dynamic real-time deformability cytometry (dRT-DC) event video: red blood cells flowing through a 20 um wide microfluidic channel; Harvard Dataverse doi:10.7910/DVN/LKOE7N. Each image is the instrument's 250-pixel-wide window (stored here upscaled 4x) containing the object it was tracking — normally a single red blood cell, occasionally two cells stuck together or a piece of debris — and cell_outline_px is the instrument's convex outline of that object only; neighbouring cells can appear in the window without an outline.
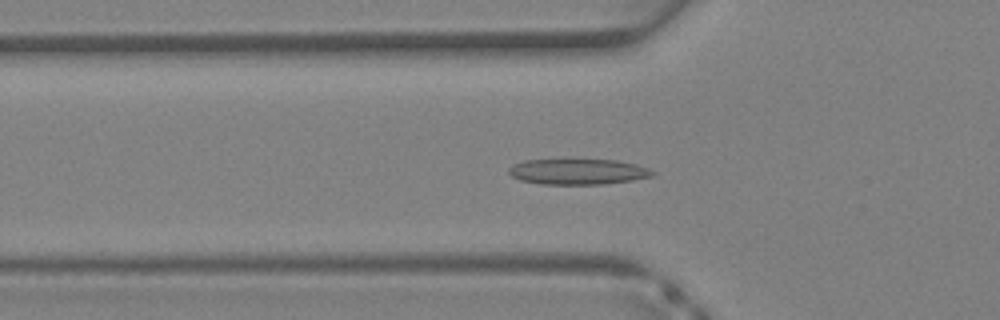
{"species": "Egyptian fruit bat (a non-hibernating species)", "species_latin": "Rousettus aegyptiacus", "temperature_condition": "warm", "stored_images_in_passage": 30, "segment_of_instrument_passage": [1, 2], "camera_frame_rate_fps": 3000, "um_per_image_px": 0.085, "animal": {"sex": "female"}, "frame": {"image": 1, "passage_image": 4, "time_ms": 1.0, "image_size_px": [1000, 320], "cell_outline_px": [[656, 172], [652, 176], [632, 180], [604, 184], [540, 184], [520, 180], [512, 176], [508, 172], [508, 168], [524, 160], [572, 156], [616, 160], [636, 164], [648, 168]], "centroid_in_image_um": [49.1, 14.53], "position_along_channel_um": 76.7, "area_um2": 22.66}}
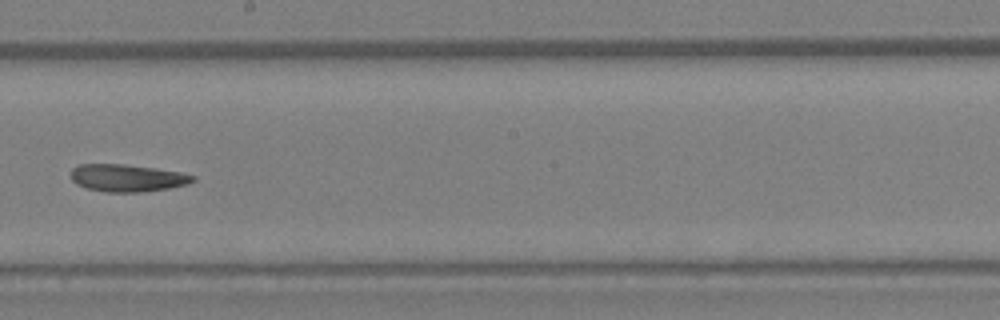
{"frame": {"image": 2, "passage_image": 13, "time_ms": 4.0, "image_size_px": [1000, 320], "cell_outline_px": [[196, 180], [188, 184], [168, 188], [140, 192], [104, 192], [84, 188], [76, 184], [72, 180], [72, 168], [80, 164], [124, 164], [156, 168], [180, 172], [196, 176]], "centroid_in_image_um": [10.81, 15.13], "position_along_channel_um": 237.4, "area_um2": 19.54}}
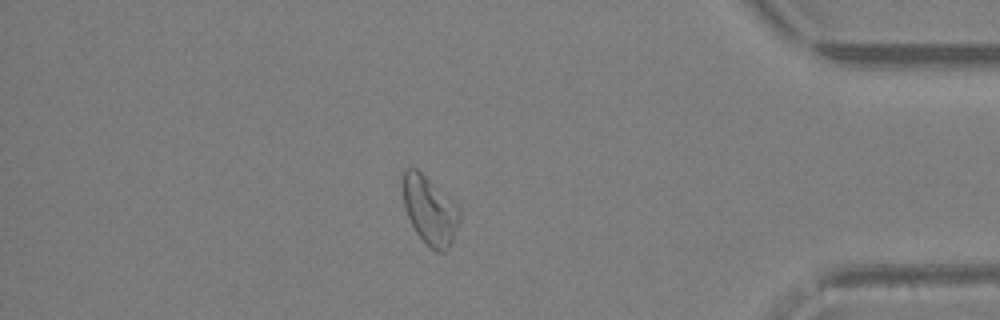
{"frame": {"image": 3, "passage_image": 24, "time_ms": 7.667, "image_size_px": [1000, 320], "cell_outline_px": [[460, 220], [452, 240], [448, 248], [444, 252], [436, 252], [416, 232], [404, 208], [400, 188], [400, 176], [404, 168], [416, 168], [456, 204], [460, 208]], "centroid_in_image_um": [36.47, 17.82], "position_along_channel_um": 398.7, "area_um2": 22.66}}